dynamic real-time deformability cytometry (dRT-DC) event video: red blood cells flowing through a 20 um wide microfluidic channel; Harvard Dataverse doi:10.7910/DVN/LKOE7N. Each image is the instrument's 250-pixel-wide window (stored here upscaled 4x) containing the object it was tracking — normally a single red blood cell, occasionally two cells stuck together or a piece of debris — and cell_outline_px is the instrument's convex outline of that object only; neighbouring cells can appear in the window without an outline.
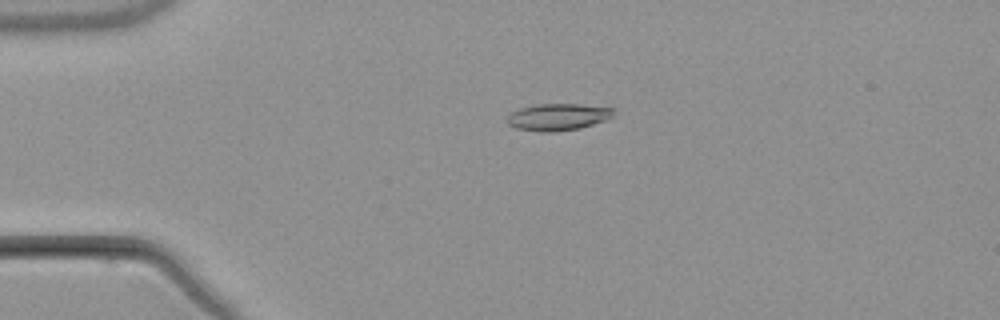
{"species": "common noctule bat (a hibernating species)", "species_latin": "Nyctalus noctula", "temperature_condition": "warm", "stored_images_in_passage": 5, "camera_frame_rate_fps": 3000, "um_per_image_px": 0.085, "animal": {"sex": "male", "body_mass_g": 21.5, "forearm_length_mm": 52.0}, "frame": {"image": 1, "passage_image": 4, "time_ms": 3.667, "image_size_px": [1000, 320], "cell_outline_px": [[616, 112], [608, 120], [580, 128], [552, 132], [540, 132], [516, 128], [508, 124], [508, 116], [512, 112], [520, 108], [536, 104], [580, 104], [616, 108]], "centroid_in_image_um": [47.48, 9.94], "position_along_channel_um": 37.5, "area_um2": 16.82}}